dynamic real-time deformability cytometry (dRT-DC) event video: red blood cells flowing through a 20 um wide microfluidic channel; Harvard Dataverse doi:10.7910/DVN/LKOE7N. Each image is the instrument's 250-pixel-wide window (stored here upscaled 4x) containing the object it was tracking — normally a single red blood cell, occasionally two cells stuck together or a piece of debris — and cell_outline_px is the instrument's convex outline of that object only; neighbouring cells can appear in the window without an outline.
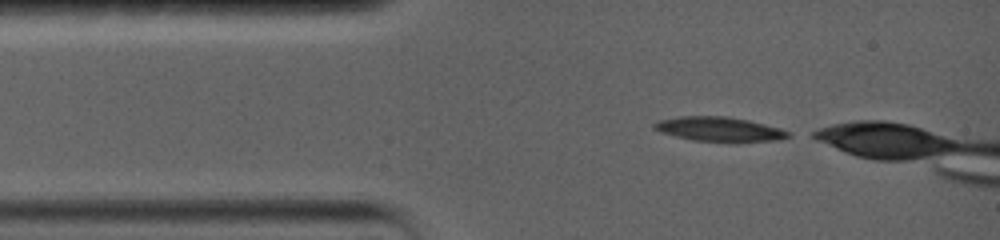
{"species": "common noctule bat (a hibernating species)", "species_latin": "Nyctalus noctula", "temperature_condition": "warm", "stored_images_in_passage": 6, "camera_frame_rate_fps": 5000, "um_per_image_px": 0.085, "animal": {"sex": "female", "body_mass_g": 19.0, "forearm_length_mm": 56.7}, "frame": {"image": 1, "passage_image": 1, "time_ms": 0.0, "image_size_px": [1000, 240], "cell_outline_px": [[792, 136], [780, 140], [732, 144], [692, 140], [660, 132], [652, 128], [652, 124], [656, 120], [680, 116], [728, 116], [748, 120], [780, 128], [788, 132]], "centroid_in_image_um": [61.15, 11.01], "position_along_channel_um": 23.9, "area_um2": 19.88}}